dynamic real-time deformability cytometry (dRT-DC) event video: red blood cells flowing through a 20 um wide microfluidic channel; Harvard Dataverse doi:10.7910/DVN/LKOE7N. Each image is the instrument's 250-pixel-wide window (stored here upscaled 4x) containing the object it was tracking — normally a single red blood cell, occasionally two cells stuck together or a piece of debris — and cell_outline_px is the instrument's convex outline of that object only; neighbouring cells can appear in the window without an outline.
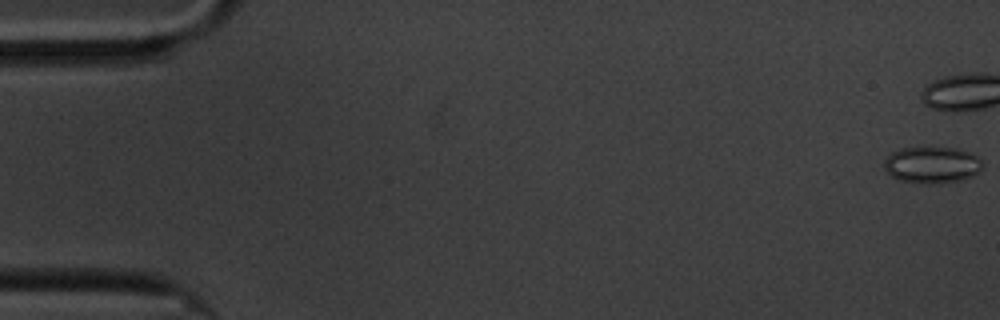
{"species": "common noctule bat (a hibernating species)", "species_latin": "Nyctalus noctula", "temperature_condition": "cold", "stored_images_in_passage": 47, "segment_of_instrument_passage": [1, 2], "camera_frame_rate_fps": 3000, "um_per_image_px": 0.085, "animal": {"sex": "male", "body_mass_g": 20.1, "forearm_length_mm": 53.5}, "frame": {"image": 1, "passage_image": 1, "time_ms": 0.0, "image_size_px": [1000, 320], "cell_outline_px": [[984, 164], [972, 176], [964, 180], [932, 184], [924, 184], [900, 180], [892, 176], [884, 168], [884, 160], [892, 152], [900, 148], [928, 144], [960, 148], [976, 156]], "centroid_in_image_um": [79.2, 13.96], "position_along_channel_um": 5.8, "area_um2": 21.73}}
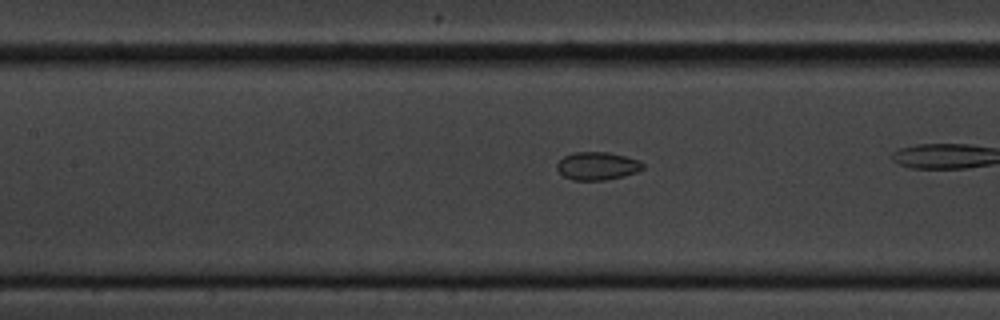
{"frame": {"image": 2, "passage_image": 27, "time_ms": 8.667, "image_size_px": [1000, 320], "cell_outline_px": [[644, 168], [636, 172], [624, 176], [604, 180], [572, 180], [564, 176], [556, 168], [556, 164], [564, 156], [576, 152], [608, 152], [640, 160], [644, 164]], "centroid_in_image_um": [50.78, 14.11], "position_along_channel_um": 156.6, "area_um2": 13.99}}
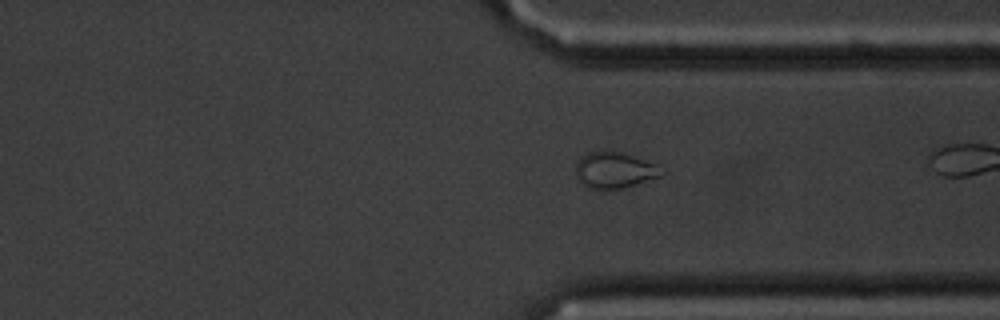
{"frame": {"image": 3, "passage_image": 45, "time_ms": 14.667, "image_size_px": [1000, 320], "cell_outline_px": [[668, 172], [664, 176], [620, 188], [592, 188], [584, 184], [576, 176], [576, 164], [580, 156], [588, 152], [608, 148], [656, 164]], "centroid_in_image_um": [52.27, 14.41], "position_along_channel_um": 359.1, "area_um2": 18.21}}